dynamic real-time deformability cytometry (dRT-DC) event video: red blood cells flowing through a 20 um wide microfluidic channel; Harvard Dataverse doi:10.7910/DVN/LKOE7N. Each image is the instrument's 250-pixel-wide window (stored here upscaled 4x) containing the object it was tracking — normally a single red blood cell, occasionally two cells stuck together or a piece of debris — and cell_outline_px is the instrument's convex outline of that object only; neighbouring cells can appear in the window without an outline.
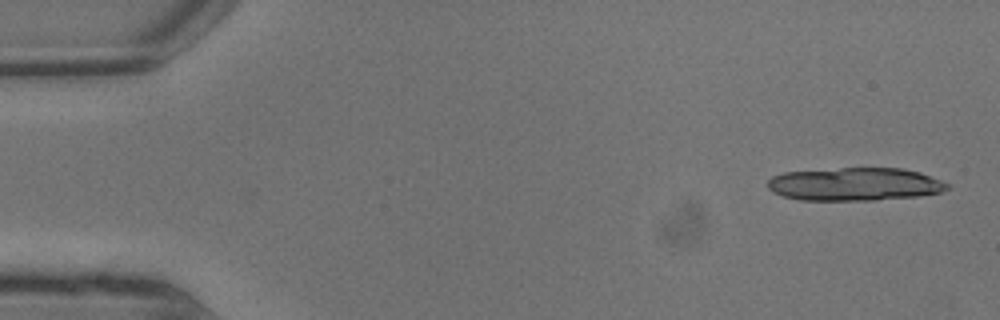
{"species": "common noctule bat (a hibernating species)", "species_latin": "Nyctalus noctula", "temperature_condition": "warm", "stored_images_in_passage": 7, "camera_frame_rate_fps": 3000, "um_per_image_px": 0.085, "animal": {"sex": "male", "body_mass_g": 13.3}, "frame": {"image": 1, "passage_image": 1, "time_ms": 0.0, "image_size_px": [1000, 320], "cell_outline_px": [[948, 188], [940, 192], [920, 196], [876, 200], [800, 200], [784, 196], [772, 192], [768, 188], [768, 180], [772, 176], [784, 172], [840, 168], [904, 168], [920, 172], [940, 180], [948, 184]], "centroid_in_image_um": [72.65, 15.65], "position_along_channel_um": 12.4, "area_um2": 34.68}}
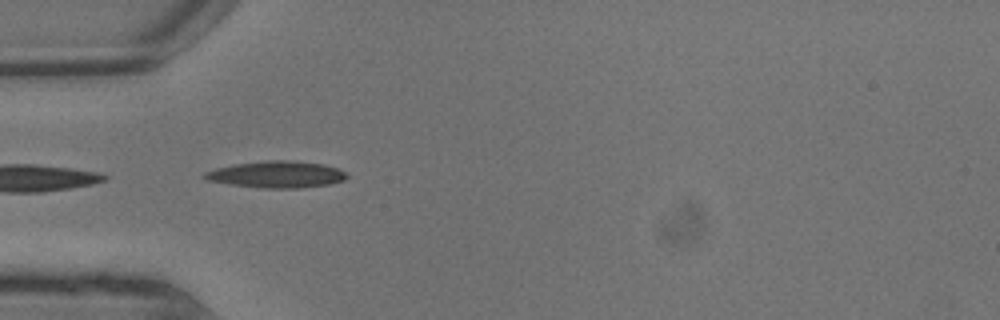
{"frame": {"image": 2, "passage_image": 6, "time_ms": 1.667, "image_size_px": [1000, 320], "cell_outline_px": [[348, 176], [344, 180], [328, 184], [300, 188], [260, 188], [232, 184], [208, 180], [200, 176], [204, 172], [216, 168], [232, 164], [268, 160], [288, 160], [324, 164], [336, 168], [344, 172]], "centroid_in_image_um": [23.48, 14.82], "position_along_channel_um": 61.5, "area_um2": 22.02}}